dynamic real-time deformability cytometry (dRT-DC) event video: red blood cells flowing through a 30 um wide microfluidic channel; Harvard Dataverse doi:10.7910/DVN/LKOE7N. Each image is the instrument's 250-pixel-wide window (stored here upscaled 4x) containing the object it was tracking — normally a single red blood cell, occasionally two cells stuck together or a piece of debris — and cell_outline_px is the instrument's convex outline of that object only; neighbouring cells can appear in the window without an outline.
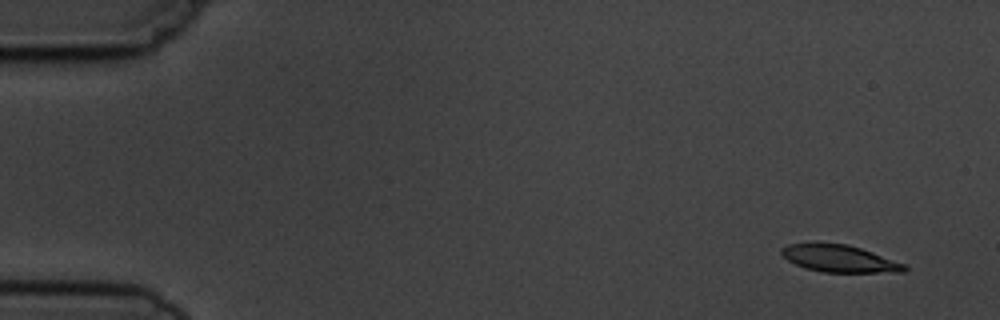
{"species": "common noctule bat (a hibernating species)", "species_latin": "Nyctalus noctula", "temperature_condition": "cold", "stored_images_in_passage": 5, "camera_frame_rate_fps": 3000, "um_per_image_px": 0.085, "animal": {"sex": "male", "body_mass_g": 19.5, "forearm_length_mm": 54.6}, "frame": {"image": 1, "passage_image": 2, "time_ms": 1.0, "image_size_px": [1000, 320], "cell_outline_px": [[908, 268], [904, 272], [824, 272], [804, 268], [788, 260], [780, 252], [780, 248], [788, 244], [848, 244], [872, 252], [904, 264]], "centroid_in_image_um": [71.34, 21.99], "position_along_channel_um": 13.7, "area_um2": 19.02}}
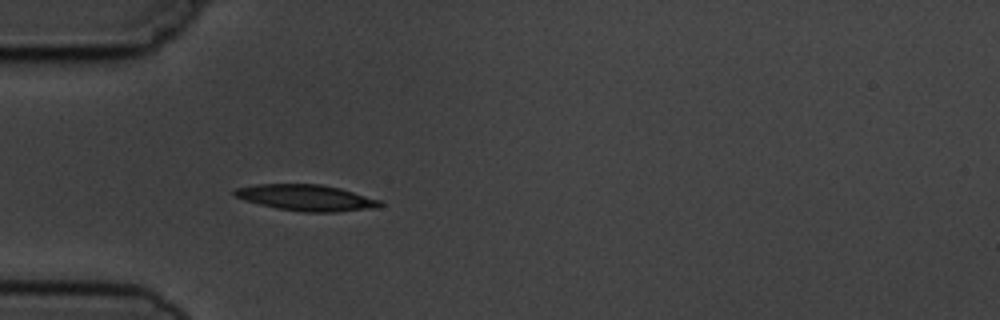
{"frame": {"image": 2, "passage_image": 5, "time_ms": 5.333, "image_size_px": [1000, 320], "cell_outline_px": [[384, 204], [380, 208], [336, 212], [304, 212], [276, 208], [244, 200], [236, 196], [232, 192], [236, 188], [256, 184], [320, 184], [340, 188], [380, 200]], "centroid_in_image_um": [26.07, 16.81], "position_along_channel_um": 58.9, "area_um2": 22.2}}